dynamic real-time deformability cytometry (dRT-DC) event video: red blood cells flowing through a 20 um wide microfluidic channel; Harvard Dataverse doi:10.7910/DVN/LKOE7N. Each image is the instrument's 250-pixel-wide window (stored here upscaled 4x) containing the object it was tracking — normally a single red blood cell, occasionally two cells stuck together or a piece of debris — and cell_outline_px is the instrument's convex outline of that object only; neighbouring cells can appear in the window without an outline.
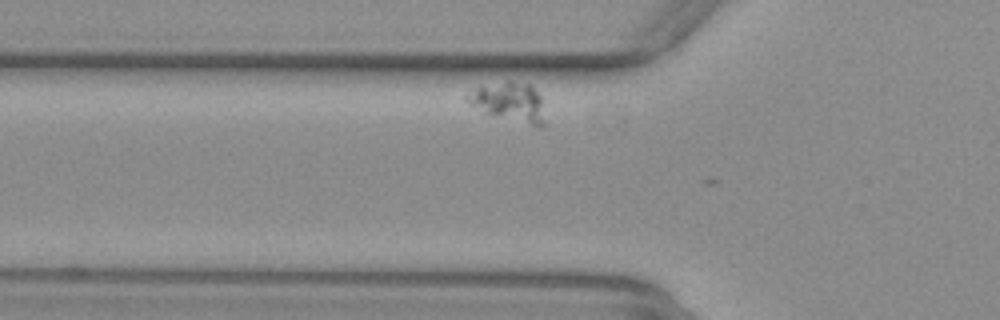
{"species": "common noctule bat (a hibernating species)", "species_latin": "Nyctalus noctula", "temperature_condition": "warm", "stored_images_in_passage": 15, "camera_frame_rate_fps": 3000, "um_per_image_px": 0.085, "animal": {"sex": "female", "body_mass_g": 29.2, "forearm_length_mm": 56.3}, "frame": {"image": 1, "passage_image": 4, "time_ms": 1.0, "image_size_px": [1000, 320], "cell_outline_px": [[544, 128], [540, 128], [484, 112], [468, 104], [464, 96], [476, 88], [508, 80], [512, 80], [532, 84], [540, 96], [544, 124]], "centroid_in_image_um": [43.3, 8.66], "position_along_channel_um": 82.5, "area_um2": 17.69}}
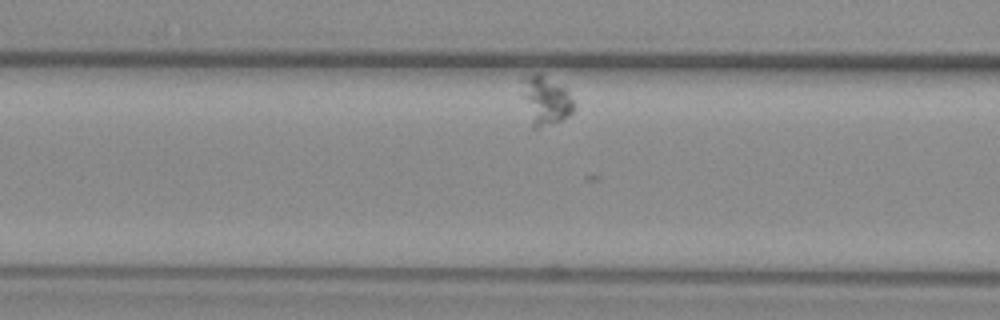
{"frame": {"image": 2, "passage_image": 8, "time_ms": 2.333, "image_size_px": [1000, 320], "cell_outline_px": [[576, 108], [568, 116], [560, 120], [536, 128], [532, 128], [520, 80], [524, 76], [536, 72], [540, 72], [568, 88]], "centroid_in_image_um": [46.4, 8.46], "position_along_channel_um": 120.2, "area_um2": 14.91}}
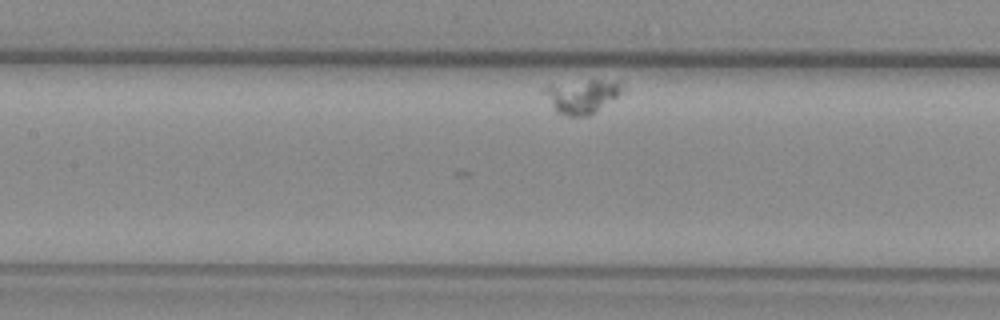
{"frame": {"image": 3, "passage_image": 12, "time_ms": 3.667, "image_size_px": [1000, 320], "cell_outline_px": [[628, 88], [624, 92], [592, 112], [584, 116], [568, 116], [556, 112], [552, 108], [540, 92], [540, 88], [548, 84], [588, 80], [620, 80]], "centroid_in_image_um": [49.42, 8.13], "position_along_channel_um": 158.0, "area_um2": 15.9}}